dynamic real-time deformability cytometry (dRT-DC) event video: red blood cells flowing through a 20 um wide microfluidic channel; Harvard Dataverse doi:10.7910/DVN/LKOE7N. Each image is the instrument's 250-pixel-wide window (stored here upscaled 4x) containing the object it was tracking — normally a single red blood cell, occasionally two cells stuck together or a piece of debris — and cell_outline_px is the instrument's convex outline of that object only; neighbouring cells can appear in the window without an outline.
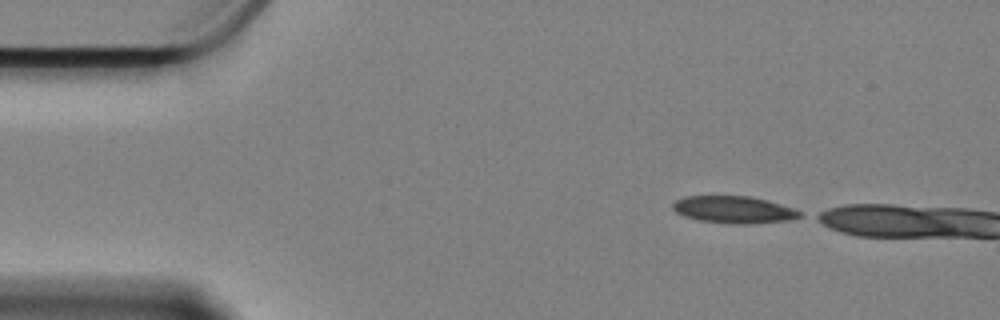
{"species": "Egyptian fruit bat (a non-hibernating species)", "species_latin": "Rousettus aegyptiacus", "temperature_condition": "cold", "stored_images_in_passage": 5, "camera_frame_rate_fps": 3000, "um_per_image_px": 0.085, "animal": {"sex": "female"}, "frame": {"image": 1, "passage_image": 1, "time_ms": 0.0, "image_size_px": [1000, 320], "cell_outline_px": [[804, 216], [788, 220], [744, 224], [740, 224], [700, 220], [684, 216], [676, 212], [672, 208], [672, 204], [676, 200], [684, 196], [748, 196], [780, 204], [804, 212]], "centroid_in_image_um": [62.37, 17.81], "position_along_channel_um": 22.6, "area_um2": 19.83}}